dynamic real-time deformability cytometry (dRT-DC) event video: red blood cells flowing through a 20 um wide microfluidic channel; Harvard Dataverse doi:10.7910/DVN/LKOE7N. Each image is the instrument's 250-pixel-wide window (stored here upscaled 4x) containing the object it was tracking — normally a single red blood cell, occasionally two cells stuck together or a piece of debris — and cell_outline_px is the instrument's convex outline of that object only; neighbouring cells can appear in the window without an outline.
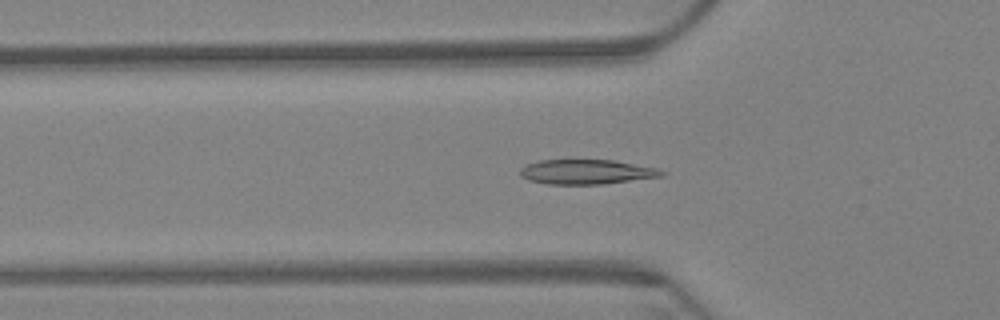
{"species": "Egyptian fruit bat (a non-hibernating species)", "species_latin": "Rousettus aegyptiacus", "temperature_condition": "warm", "stored_images_in_passage": 62, "camera_frame_rate_fps": 3000, "um_per_image_px": 0.085, "animal": {"sex": "female"}, "frame": {"image": 1, "passage_image": 21, "time_ms": 6.667, "image_size_px": [1000, 320], "cell_outline_px": [[668, 172], [664, 176], [604, 184], [548, 184], [528, 180], [520, 176], [520, 168], [528, 164], [540, 160], [612, 160], [656, 168]], "centroid_in_image_um": [49.86, 14.61], "position_along_channel_um": 75.9, "area_um2": 20.35}}
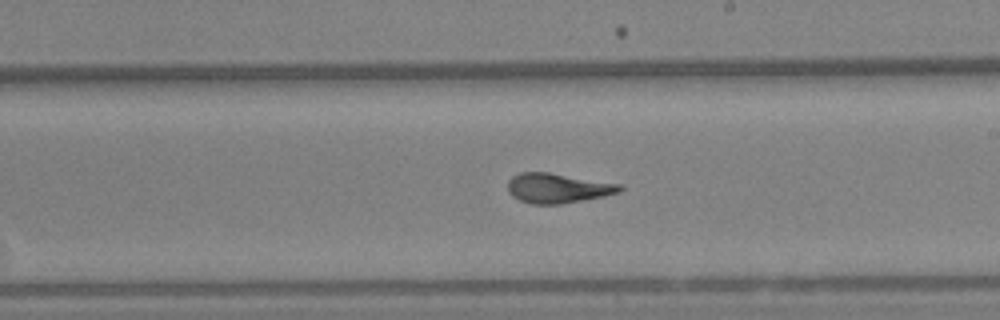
{"frame": {"image": 2, "passage_image": 36, "time_ms": 11.667, "image_size_px": [1000, 320], "cell_outline_px": [[624, 188], [620, 192], [604, 196], [560, 204], [532, 204], [520, 200], [512, 196], [508, 192], [508, 180], [512, 176], [520, 172], [548, 172], [620, 184]], "centroid_in_image_um": [47.38, 15.99], "position_along_channel_um": 241.6, "area_um2": 19.36}}
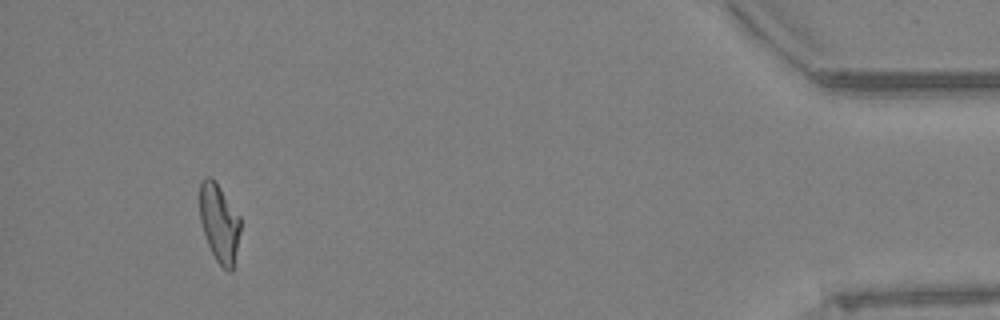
{"frame": {"image": 3, "passage_image": 58, "time_ms": 19.0, "image_size_px": [1000, 320], "cell_outline_px": [[240, 232], [232, 272], [228, 272], [216, 260], [208, 244], [200, 220], [200, 180], [204, 176], [212, 176], [216, 180], [240, 216]], "centroid_in_image_um": [18.64, 18.89], "position_along_channel_um": 416.6, "area_um2": 18.67}, "authors_computed_cell_mechanics": {"area_um2": 19.9121, "velocity_mm_per_s": 3.3194, "shape_relaxation_time_tau1_ms": 7.3049, "shape_relaxation_time_tau2_ms": 1.0731, "deformation_change_tau1": 0.2216, "deformation_change_tau2": 0.0882}}